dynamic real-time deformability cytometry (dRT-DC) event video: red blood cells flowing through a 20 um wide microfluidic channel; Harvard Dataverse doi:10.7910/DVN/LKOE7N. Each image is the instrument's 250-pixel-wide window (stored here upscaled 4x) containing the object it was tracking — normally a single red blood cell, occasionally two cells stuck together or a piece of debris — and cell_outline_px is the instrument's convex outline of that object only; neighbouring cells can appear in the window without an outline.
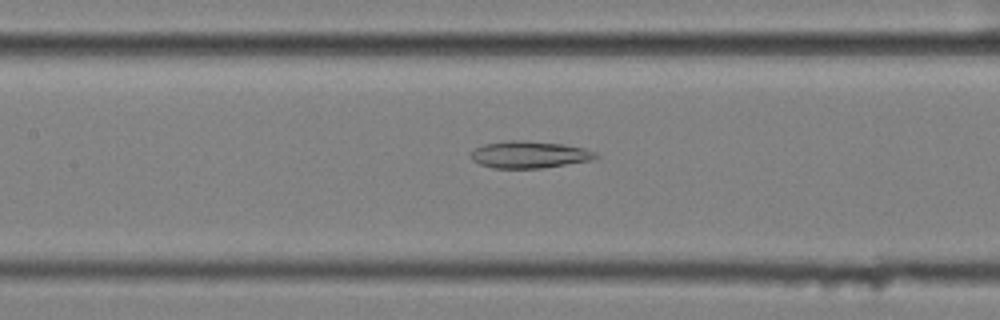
{"species": "common noctule bat (a hibernating species)", "species_latin": "Nyctalus noctula", "temperature_condition": "cold", "stored_images_in_passage": 39, "camera_frame_rate_fps": 3000, "um_per_image_px": 0.085, "animal": {"sex": "female", "body_mass_g": 25.1}, "frame": {"image": 1, "passage_image": 15, "time_ms": 4.667, "image_size_px": [1000, 320], "cell_outline_px": [[600, 156], [592, 160], [540, 168], [492, 168], [480, 164], [472, 160], [472, 152], [476, 148], [484, 144], [504, 140], [520, 140], [564, 144], [584, 148], [596, 152]], "centroid_in_image_um": [45.01, 13.13], "position_along_channel_um": 162.4, "area_um2": 19.59}}
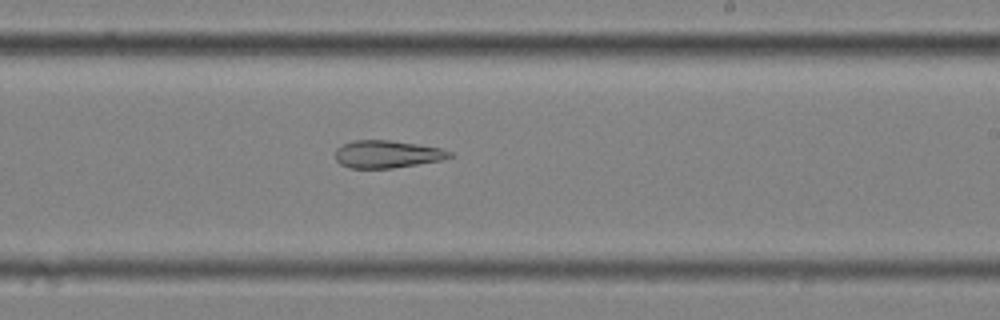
{"frame": {"image": 2, "passage_image": 23, "time_ms": 7.333, "image_size_px": [1000, 320], "cell_outline_px": [[456, 156], [440, 160], [392, 168], [348, 168], [340, 164], [336, 160], [336, 148], [352, 140], [388, 140], [416, 144], [440, 148], [452, 152]], "centroid_in_image_um": [32.9, 13.1], "position_along_channel_um": 256.1, "area_um2": 18.26}}
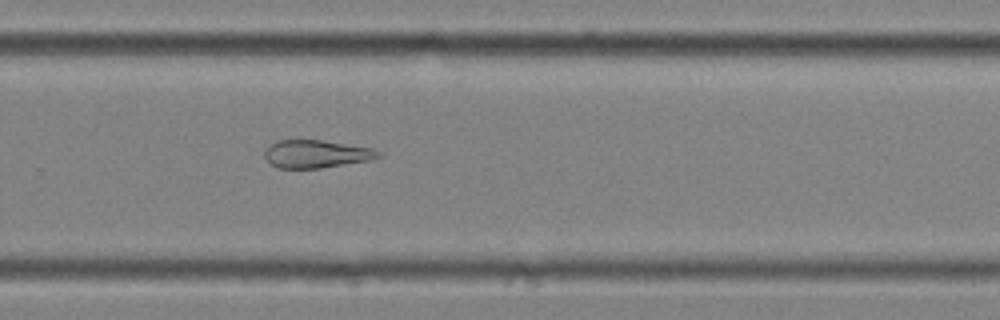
{"frame": {"image": 3, "passage_image": 27, "time_ms": 8.667, "image_size_px": [1000, 320], "cell_outline_px": [[384, 152], [380, 156], [368, 160], [320, 168], [280, 168], [272, 164], [264, 156], [264, 148], [280, 140], [320, 140], [372, 148]], "centroid_in_image_um": [26.88, 13.08], "position_along_channel_um": 302.9, "area_um2": 18.21}, "authors_computed_cell_mechanics": {"area_um2": 19.1318, "velocity_mm_per_s": 3.5208, "shape_relaxation_time_tau1_ms": null, "shape_relaxation_time_tau2_ms": 6.8141, "deformation_change_tau1": null, "deformation_change_tau2": 0.186}}